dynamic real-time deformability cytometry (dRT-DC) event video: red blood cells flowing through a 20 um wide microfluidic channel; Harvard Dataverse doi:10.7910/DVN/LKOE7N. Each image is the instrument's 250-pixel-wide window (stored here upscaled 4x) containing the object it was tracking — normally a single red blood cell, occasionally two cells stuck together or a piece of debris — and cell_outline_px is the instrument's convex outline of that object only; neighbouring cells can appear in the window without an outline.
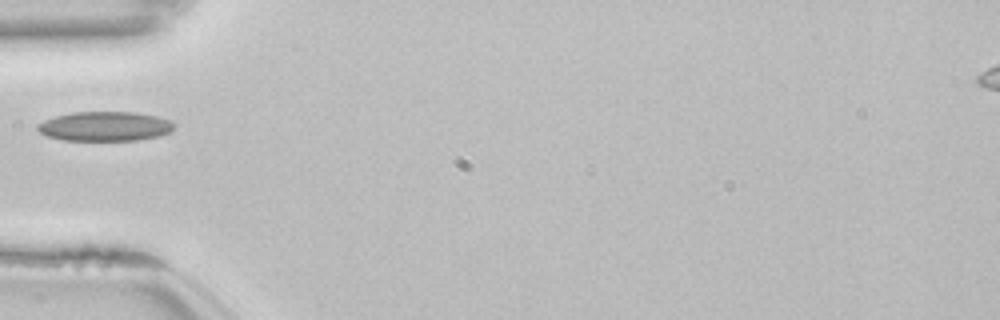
{"species": "common noctule bat (a hibernating species)", "species_latin": "Nyctalus noctula", "temperature_condition": "room temperature", "stored_images_in_passage": 22, "camera_frame_rate_fps": 3000, "um_per_image_px": 0.085, "animal": {"sex": "female", "body_mass_g": 22.7, "forearm_length_mm": 54.2}, "frame": {"image": 1, "passage_image": 1, "time_ms": 0.0, "image_size_px": [1000, 320], "cell_outline_px": [[172, 128], [168, 132], [160, 136], [136, 140], [64, 140], [48, 136], [40, 132], [36, 128], [36, 124], [44, 120], [56, 116], [72, 112], [136, 112], [156, 116], [168, 120], [172, 124]], "centroid_in_image_um": [8.87, 10.73], "position_along_channel_um": 76.1, "area_um2": 23.24}}
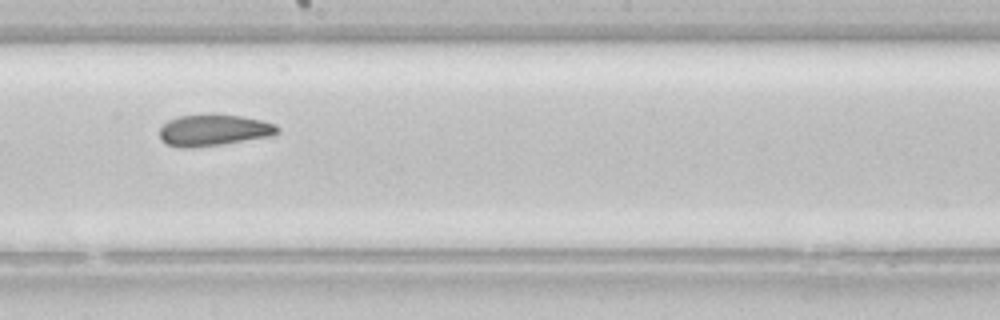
{"frame": {"image": 2, "passage_image": 13, "time_ms": 4.0, "image_size_px": [1000, 320], "cell_outline_px": [[280, 132], [272, 136], [224, 144], [192, 148], [180, 148], [168, 144], [160, 140], [160, 128], [168, 120], [176, 116], [240, 116], [260, 120], [276, 124], [280, 128]], "centroid_in_image_um": [18.18, 11.1], "position_along_channel_um": 230.0, "area_um2": 21.33}}